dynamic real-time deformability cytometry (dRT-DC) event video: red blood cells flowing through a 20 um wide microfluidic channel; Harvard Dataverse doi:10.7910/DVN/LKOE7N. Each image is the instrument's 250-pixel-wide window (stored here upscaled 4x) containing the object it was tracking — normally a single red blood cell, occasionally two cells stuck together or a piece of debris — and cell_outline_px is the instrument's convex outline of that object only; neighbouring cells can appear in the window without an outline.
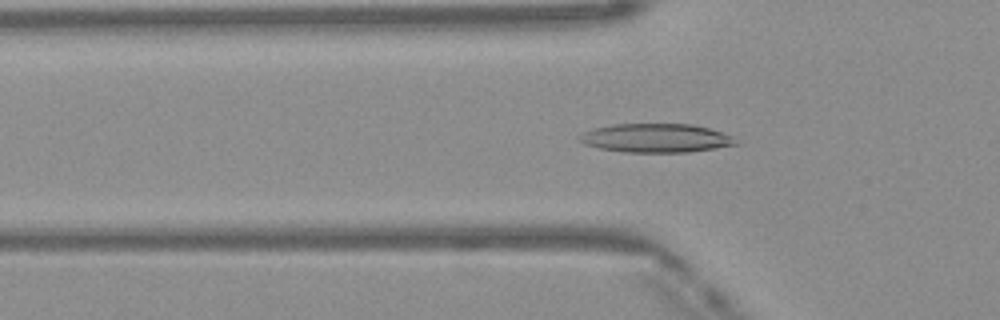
{"species": "Egyptian fruit bat (a non-hibernating species)", "species_latin": "Rousettus aegyptiacus", "temperature_condition": "warm", "stored_images_in_passage": 35, "camera_frame_rate_fps": 3000, "um_per_image_px": 0.085, "frame": {"image": 1, "passage_image": 2, "time_ms": 0.333, "image_size_px": [1000, 320], "cell_outline_px": [[740, 144], [716, 148], [688, 152], [624, 152], [600, 148], [584, 144], [576, 136], [592, 128], [616, 124], [692, 124], [708, 128], [732, 136]], "centroid_in_image_um": [55.74, 11.73], "position_along_channel_um": 70.1, "area_um2": 26.18}}
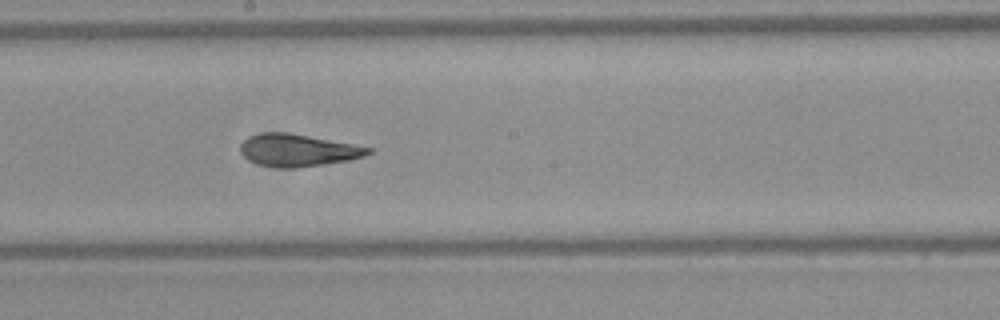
{"frame": {"image": 2, "passage_image": 13, "time_ms": 4.0, "image_size_px": [1000, 320], "cell_outline_px": [[372, 152], [364, 156], [348, 160], [324, 164], [292, 168], [276, 168], [256, 164], [248, 160], [240, 152], [240, 144], [248, 136], [264, 132], [284, 132], [308, 136], [352, 144], [372, 148]], "centroid_in_image_um": [25.26, 12.78], "position_along_channel_um": 222.9, "area_um2": 23.93}}
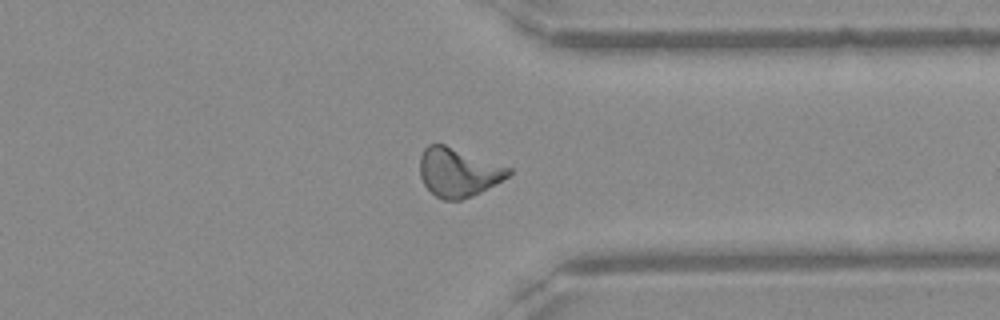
{"frame": {"image": 3, "passage_image": 24, "time_ms": 7.667, "image_size_px": [1000, 320], "cell_outline_px": [[512, 172], [508, 176], [480, 192], [472, 196], [460, 200], [444, 200], [436, 196], [424, 184], [420, 176], [420, 156], [424, 148], [428, 144], [444, 144], [512, 168]], "centroid_in_image_um": [38.93, 14.64], "position_along_channel_um": 372.5, "area_um2": 24.97}, "authors_computed_cell_mechanics": {"area_um2": 24.1604, "velocity_mm_per_s": 4.1408, "shape_relaxation_time_tau1_ms": null, "shape_relaxation_time_tau2_ms": 2.3253, "deformation_change_tau1": null, "deformation_change_tau2": 0.1049}}